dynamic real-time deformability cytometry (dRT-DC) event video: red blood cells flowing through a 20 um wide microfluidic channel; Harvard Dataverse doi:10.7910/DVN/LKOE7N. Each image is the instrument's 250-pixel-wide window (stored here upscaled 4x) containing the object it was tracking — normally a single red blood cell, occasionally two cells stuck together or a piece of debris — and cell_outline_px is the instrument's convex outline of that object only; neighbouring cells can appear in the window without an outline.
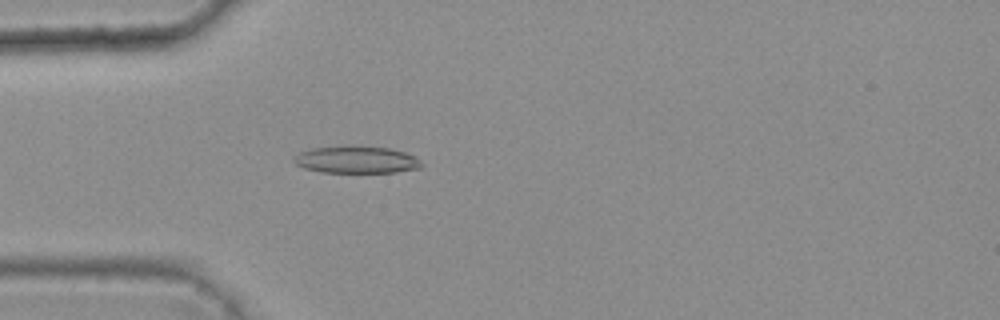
{"species": "common noctule bat (a hibernating species)", "species_latin": "Nyctalus noctula", "temperature_condition": "warm", "stored_images_in_passage": 37, "camera_frame_rate_fps": 3000, "um_per_image_px": 0.085, "animal": {"sex": "female", "body_mass_g": 25.1}, "frame": {"image": 1, "passage_image": 6, "time_ms": 1.667, "image_size_px": [1000, 320], "cell_outline_px": [[424, 164], [420, 168], [396, 172], [320, 172], [304, 168], [296, 164], [292, 160], [300, 152], [312, 148], [388, 148], [404, 152], [416, 156]], "centroid_in_image_um": [30.34, 13.62], "position_along_channel_um": 54.7, "area_um2": 19.42}}
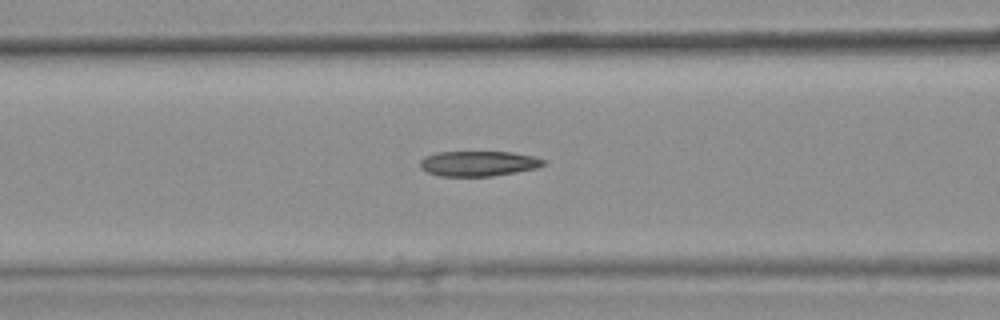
{"frame": {"image": 2, "passage_image": 12, "time_ms": 3.667, "image_size_px": [1000, 320], "cell_outline_px": [[548, 164], [536, 168], [516, 172], [492, 176], [440, 176], [428, 172], [420, 168], [420, 160], [424, 156], [436, 152], [512, 152], [532, 156], [548, 160]], "centroid_in_image_um": [40.69, 13.89], "position_along_channel_um": 125.9, "area_um2": 18.26}}
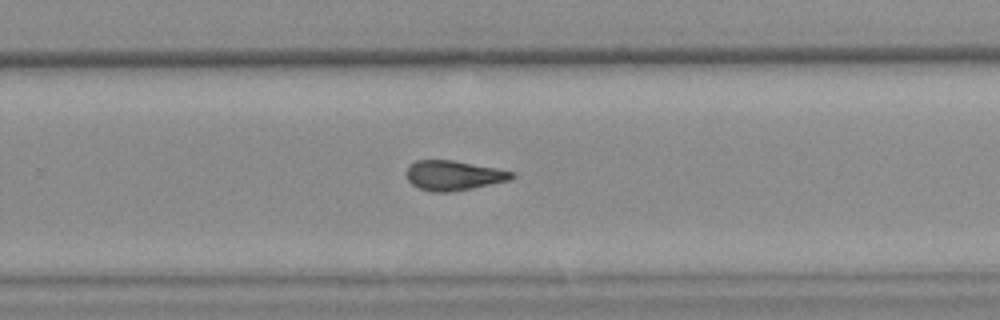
{"frame": {"image": 3, "passage_image": 25, "time_ms": 8.0, "image_size_px": [1000, 320], "cell_outline_px": [[516, 176], [512, 180], [452, 192], [432, 192], [420, 188], [412, 184], [408, 180], [408, 164], [416, 160], [452, 160], [496, 168], [516, 172]], "centroid_in_image_um": [38.6, 14.91], "position_along_channel_um": 291.2, "area_um2": 18.32}, "authors_computed_cell_mechanics": {"area_um2": 18.496, "velocity_mm_per_s": 3.831, "shape_relaxation_time_tau1_ms": null, "shape_relaxation_time_tau2_ms": 3.3604, "deformation_change_tau1": null, "deformation_change_tau2": 0.1319}}